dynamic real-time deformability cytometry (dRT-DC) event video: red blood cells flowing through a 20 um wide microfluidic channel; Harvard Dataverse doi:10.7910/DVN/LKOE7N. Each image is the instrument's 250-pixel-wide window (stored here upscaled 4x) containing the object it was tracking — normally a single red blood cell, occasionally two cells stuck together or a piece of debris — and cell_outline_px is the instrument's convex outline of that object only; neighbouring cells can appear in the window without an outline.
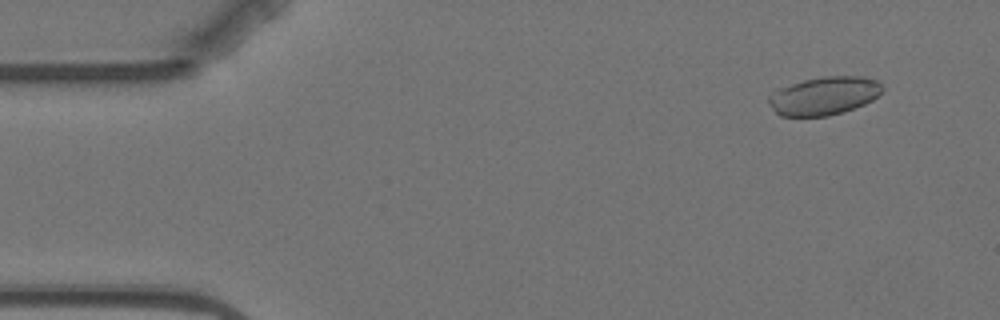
{"species": "Egyptian fruit bat (a non-hibernating species)", "species_latin": "Rousettus aegyptiacus", "temperature_condition": "warm", "stored_images_in_passage": 5, "camera_frame_rate_fps": 3000, "um_per_image_px": 0.085, "animal": {"sex": "female"}, "frame": {"image": 1, "passage_image": 2, "time_ms": 1.0, "image_size_px": [1000, 320], "cell_outline_px": [[884, 88], [872, 100], [864, 104], [844, 112], [828, 116], [780, 116], [768, 104], [768, 96], [776, 88], [804, 80], [824, 76], [864, 76], [876, 80], [884, 84]], "centroid_in_image_um": [70.03, 8.14], "position_along_channel_um": 15.0, "area_um2": 25.55}}
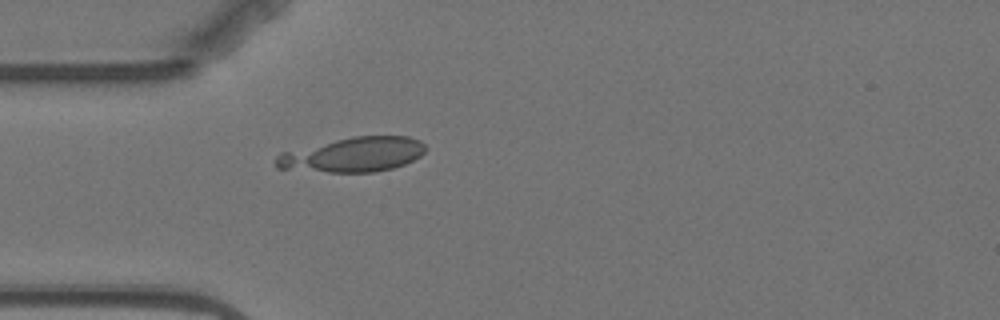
{"frame": {"image": 2, "passage_image": 5, "time_ms": 4.667, "image_size_px": [1000, 320], "cell_outline_px": [[428, 148], [420, 156], [404, 164], [392, 168], [372, 172], [328, 172], [276, 168], [276, 156], [280, 152], [352, 136], [408, 136], [420, 140]], "centroid_in_image_um": [30.02, 13.14], "position_along_channel_um": 55.0, "area_um2": 30.11}}